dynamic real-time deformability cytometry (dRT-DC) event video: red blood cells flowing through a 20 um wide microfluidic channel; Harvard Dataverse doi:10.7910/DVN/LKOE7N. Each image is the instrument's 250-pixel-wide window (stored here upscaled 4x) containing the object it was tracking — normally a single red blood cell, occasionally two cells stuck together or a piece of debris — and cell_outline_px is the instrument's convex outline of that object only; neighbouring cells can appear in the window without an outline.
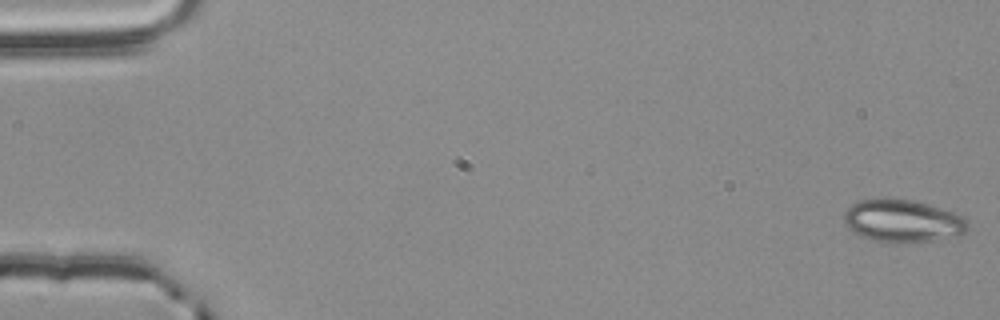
{"species": "common noctule bat (a hibernating species)", "species_latin": "Nyctalus noctula", "temperature_condition": "room temperature", "stored_images_in_passage": 56, "camera_frame_rate_fps": 3000, "um_per_image_px": 0.085, "animal": {"sex": "male", "body_mass_g": 20.4}, "frame": {"image": 1, "passage_image": 1, "time_ms": 0.0, "image_size_px": [1000, 320], "cell_outline_px": [[968, 228], [960, 236], [932, 240], [900, 244], [896, 244], [872, 240], [860, 236], [852, 232], [844, 224], [844, 212], [852, 204], [860, 200], [912, 200], [928, 204], [952, 212], [968, 220]], "centroid_in_image_um": [76.71, 18.82], "position_along_channel_um": 8.3, "area_um2": 30.63}}
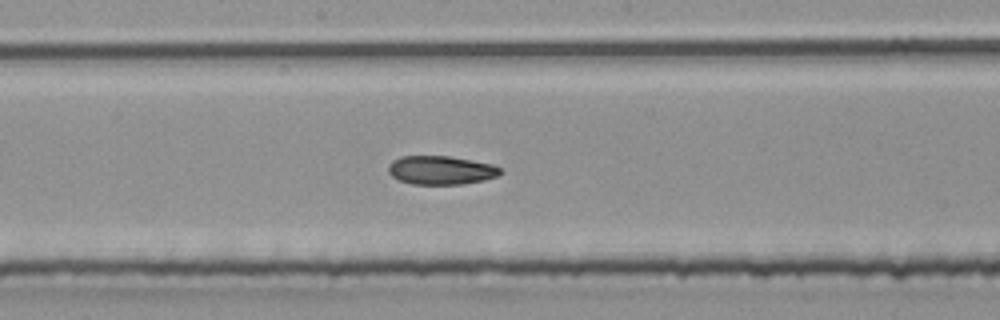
{"frame": {"image": 2, "passage_image": 30, "time_ms": 9.667, "image_size_px": [1000, 320], "cell_outline_px": [[500, 176], [484, 180], [460, 184], [412, 184], [396, 180], [388, 172], [388, 164], [392, 160], [400, 156], [448, 156], [472, 160], [492, 164], [500, 168]], "centroid_in_image_um": [37.44, 14.46], "position_along_channel_um": 210.8, "area_um2": 18.84}}
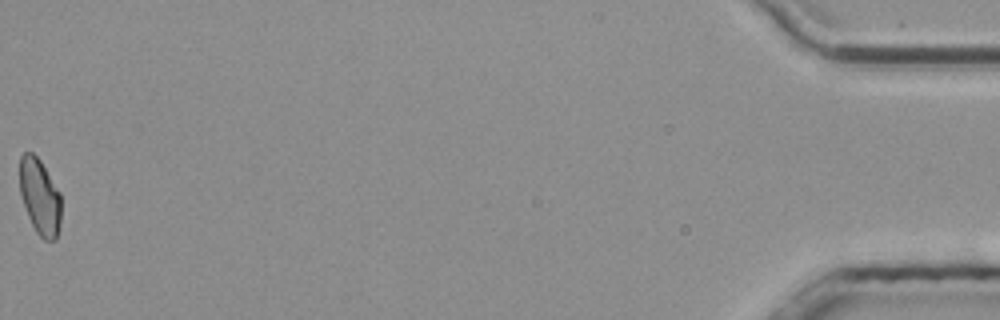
{"frame": {"image": 3, "passage_image": 56, "time_ms": 18.333, "image_size_px": [1000, 320], "cell_outline_px": [[60, 220], [56, 240], [44, 240], [36, 232], [28, 216], [20, 196], [20, 156], [24, 152], [32, 152], [40, 160], [60, 192]], "centroid_in_image_um": [3.37, 16.71], "position_along_channel_um": 431.8, "area_um2": 18.26}, "authors_computed_cell_mechanics": {"area_um2": 19.3052, "velocity_mm_per_s": 3.7804, "shape_relaxation_time_tau1_ms": null, "shape_relaxation_time_tau2_ms": 5.8051, "deformation_change_tau1": null, "deformation_change_tau2": 0.1163}}